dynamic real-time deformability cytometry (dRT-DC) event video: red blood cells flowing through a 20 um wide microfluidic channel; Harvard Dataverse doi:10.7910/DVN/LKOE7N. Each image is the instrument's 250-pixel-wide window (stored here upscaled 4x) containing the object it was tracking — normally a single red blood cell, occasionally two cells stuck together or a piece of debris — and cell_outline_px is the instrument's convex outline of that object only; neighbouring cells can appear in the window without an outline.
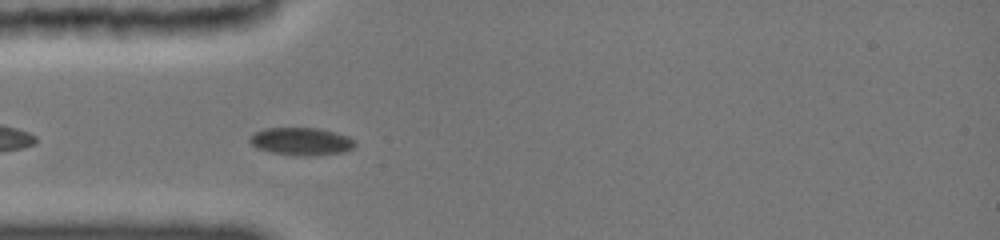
{"species": "common noctule bat (a hibernating species)", "species_latin": "Nyctalus noctula", "temperature_condition": "cold", "stored_images_in_passage": 8, "camera_frame_rate_fps": 3000, "um_per_image_px": 0.085, "animal": {"sex": "female", "body_mass_g": 19.0, "forearm_length_mm": 51.5}, "frame": {"image": 1, "passage_image": 8, "time_ms": 3.667, "image_size_px": [1000, 240], "cell_outline_px": [[356, 144], [352, 148], [344, 152], [316, 156], [292, 156], [272, 152], [260, 148], [252, 144], [248, 140], [256, 132], [268, 128], [316, 128], [332, 132], [344, 136], [352, 140]], "centroid_in_image_um": [25.61, 12.04], "position_along_channel_um": 59.4, "area_um2": 16.65}}